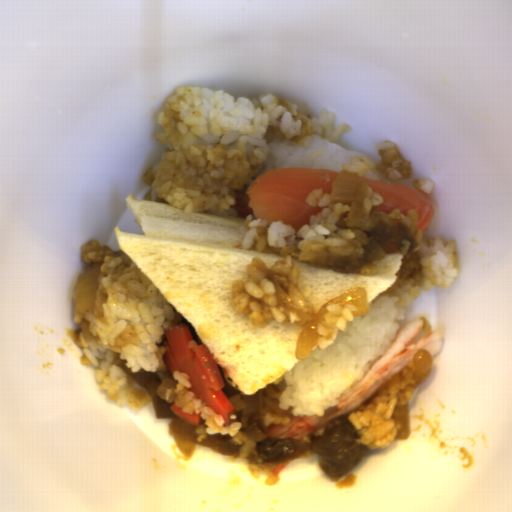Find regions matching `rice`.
I'll return each instance as SVG.
<instances>
[{"label": "rice", "mask_w": 512, "mask_h": 512, "mask_svg": "<svg viewBox=\"0 0 512 512\" xmlns=\"http://www.w3.org/2000/svg\"><path fill=\"white\" fill-rule=\"evenodd\" d=\"M337 115L321 110L310 118L274 94L258 99L226 91L178 87L157 115L167 149L143 180L156 195L185 214L237 216L236 191L244 189L270 153L269 141L300 146L312 135L335 143L352 125L336 126Z\"/></svg>", "instance_id": "obj_1"}, {"label": "rice", "mask_w": 512, "mask_h": 512, "mask_svg": "<svg viewBox=\"0 0 512 512\" xmlns=\"http://www.w3.org/2000/svg\"><path fill=\"white\" fill-rule=\"evenodd\" d=\"M331 195L324 188L308 194L305 203L320 210L298 231L279 219L270 222L250 214L244 219L246 233L240 247L261 253L272 250L282 259L268 267L263 260L252 258L245 267L248 279L233 282L230 301L239 316L247 315L248 320L263 328L271 322L304 327L316 312L301 291L295 259L331 269L336 258L361 257L366 252L364 245L369 243L368 231L379 224H405L418 248L420 272L409 279L397 277L386 289L388 295L397 297L398 305H410L421 291L433 286L444 288L455 282L459 272L455 241L424 239L415 209L405 215L400 209L388 214L379 211L377 206L383 195L373 192L363 181L357 185L352 202H335Z\"/></svg>", "instance_id": "obj_2"}, {"label": "rice", "mask_w": 512, "mask_h": 512, "mask_svg": "<svg viewBox=\"0 0 512 512\" xmlns=\"http://www.w3.org/2000/svg\"><path fill=\"white\" fill-rule=\"evenodd\" d=\"M87 272L99 269L94 312L81 314L76 305L74 340L82 351V364L93 366L100 390L117 406L145 408L153 400L120 367L112 364L119 355L132 373L168 372L160 346L172 325L182 324L181 313L159 292L135 261L121 249L112 251L92 239L82 244Z\"/></svg>", "instance_id": "obj_3"}, {"label": "rice", "mask_w": 512, "mask_h": 512, "mask_svg": "<svg viewBox=\"0 0 512 512\" xmlns=\"http://www.w3.org/2000/svg\"><path fill=\"white\" fill-rule=\"evenodd\" d=\"M368 306L360 316L348 304L327 306L316 328L317 345L274 384L281 391L280 409L292 407V415H324L393 345L409 304L399 305L397 296L387 291Z\"/></svg>", "instance_id": "obj_4"}, {"label": "rice", "mask_w": 512, "mask_h": 512, "mask_svg": "<svg viewBox=\"0 0 512 512\" xmlns=\"http://www.w3.org/2000/svg\"><path fill=\"white\" fill-rule=\"evenodd\" d=\"M413 359L374 395L362 411L351 412L347 419L359 434V443L382 450L395 440L398 429L392 414L397 405L409 403L418 385L414 381Z\"/></svg>", "instance_id": "obj_5"}, {"label": "rice", "mask_w": 512, "mask_h": 512, "mask_svg": "<svg viewBox=\"0 0 512 512\" xmlns=\"http://www.w3.org/2000/svg\"><path fill=\"white\" fill-rule=\"evenodd\" d=\"M269 155L259 171L254 174L244 188L250 186L258 177L271 169L281 168H317L340 173L343 164H350L352 157L365 156L372 163L376 160L361 151L348 149L316 135L310 137L309 144L299 145L280 140L268 141Z\"/></svg>", "instance_id": "obj_6"}, {"label": "rice", "mask_w": 512, "mask_h": 512, "mask_svg": "<svg viewBox=\"0 0 512 512\" xmlns=\"http://www.w3.org/2000/svg\"><path fill=\"white\" fill-rule=\"evenodd\" d=\"M172 377L176 380V385L174 388L166 389L164 400L167 404L175 402L183 414H193V410L195 413H201L207 435L220 434L234 438L242 430L243 424L238 421L225 426L226 421L222 415L203 403L202 399L195 398L193 391L188 390L192 387L189 374L180 373L178 370L173 372Z\"/></svg>", "instance_id": "obj_7"}, {"label": "rice", "mask_w": 512, "mask_h": 512, "mask_svg": "<svg viewBox=\"0 0 512 512\" xmlns=\"http://www.w3.org/2000/svg\"><path fill=\"white\" fill-rule=\"evenodd\" d=\"M377 154L380 156L378 163H373L366 156H353L349 164H342L341 168L350 172H357L358 177L364 176L369 170H376L381 178L388 182H399V180L410 179L413 175L411 161L405 160L396 144L390 139L376 143Z\"/></svg>", "instance_id": "obj_8"}, {"label": "rice", "mask_w": 512, "mask_h": 512, "mask_svg": "<svg viewBox=\"0 0 512 512\" xmlns=\"http://www.w3.org/2000/svg\"><path fill=\"white\" fill-rule=\"evenodd\" d=\"M280 464H250L247 460L246 466L249 468L250 473L256 477H263L265 485L276 484L278 479L273 475V470Z\"/></svg>", "instance_id": "obj_9"}, {"label": "rice", "mask_w": 512, "mask_h": 512, "mask_svg": "<svg viewBox=\"0 0 512 512\" xmlns=\"http://www.w3.org/2000/svg\"><path fill=\"white\" fill-rule=\"evenodd\" d=\"M391 268L387 264L381 261H375L373 263H368L360 267V272L358 274L361 275H372L377 273H387Z\"/></svg>", "instance_id": "obj_10"}, {"label": "rice", "mask_w": 512, "mask_h": 512, "mask_svg": "<svg viewBox=\"0 0 512 512\" xmlns=\"http://www.w3.org/2000/svg\"><path fill=\"white\" fill-rule=\"evenodd\" d=\"M290 420H291V417H287V416L286 417H278V416H274L269 413H266V415L263 419V424H264V427H268L271 424H274L275 426L283 424L285 426V425H289Z\"/></svg>", "instance_id": "obj_11"}, {"label": "rice", "mask_w": 512, "mask_h": 512, "mask_svg": "<svg viewBox=\"0 0 512 512\" xmlns=\"http://www.w3.org/2000/svg\"><path fill=\"white\" fill-rule=\"evenodd\" d=\"M412 185L427 194H430L434 187L433 182L427 179L413 181Z\"/></svg>", "instance_id": "obj_12"}]
</instances>
